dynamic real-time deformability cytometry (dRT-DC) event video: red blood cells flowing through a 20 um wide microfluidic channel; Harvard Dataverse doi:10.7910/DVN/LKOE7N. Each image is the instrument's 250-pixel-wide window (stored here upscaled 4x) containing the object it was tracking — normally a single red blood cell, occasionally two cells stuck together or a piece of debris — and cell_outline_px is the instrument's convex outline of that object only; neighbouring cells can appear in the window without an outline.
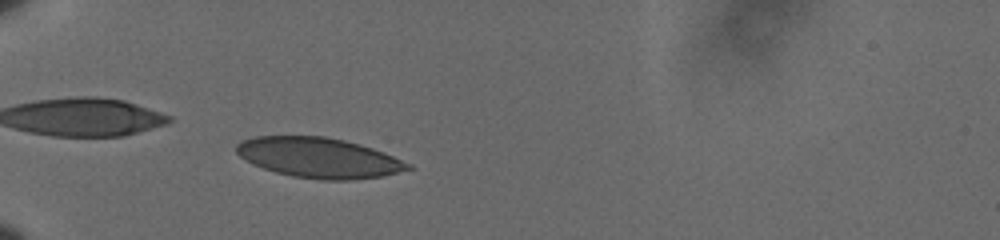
{"species": "human", "species_latin": "Homo sapiens", "temperature_condition": "cold", "stored_images_in_passage": 49, "camera_frame_rate_fps": 3000, "um_per_image_px": 0.085, "donor": {"sex": "male"}, "frame": {"image": 1, "passage_image": 11, "time_ms": 3.333, "image_size_px": [1000, 240], "cell_outline_px": [[412, 168], [384, 176], [352, 180], [324, 180], [292, 176], [276, 172], [252, 164], [240, 156], [236, 152], [236, 144], [240, 140], [256, 136], [324, 136], [344, 140], [360, 144], [384, 152], [412, 164]], "centroid_in_image_um": [27.1, 13.4], "position_along_channel_um": 57.9, "area_um2": 40.23}}
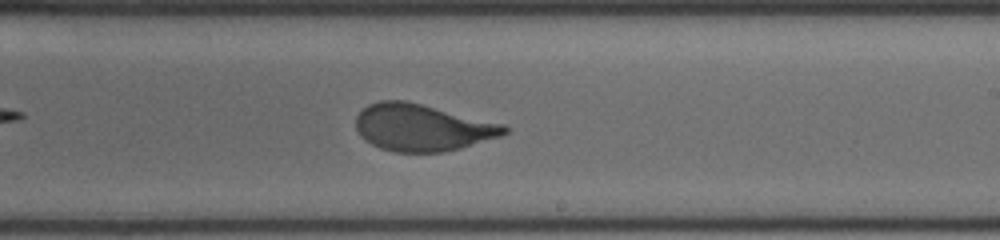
{"frame": {"image": 2, "passage_image": 29, "time_ms": 9.333, "image_size_px": [1000, 240], "cell_outline_px": [[508, 132], [500, 136], [460, 148], [444, 152], [396, 152], [380, 148], [364, 140], [360, 136], [356, 128], [356, 116], [368, 104], [380, 100], [404, 100], [504, 124], [508, 128]], "centroid_in_image_um": [35.85, 10.84], "position_along_channel_um": 253.1, "area_um2": 40.34}}
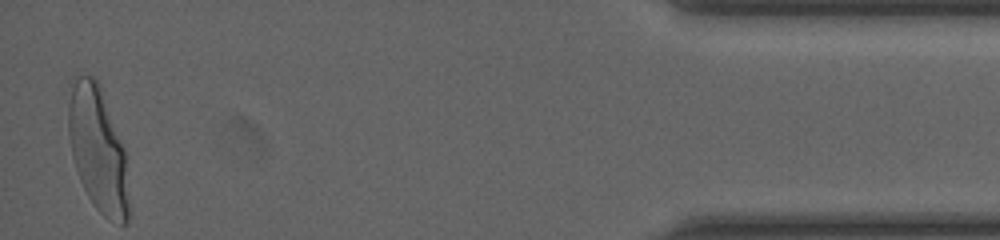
{"frame": {"image": 3, "passage_image": 49, "time_ms": 16.0, "image_size_px": [1000, 240], "cell_outline_px": [[128, 224], [120, 224], [104, 216], [96, 208], [88, 196], [80, 180], [72, 156], [68, 132], [68, 80], [76, 76], [92, 76], [96, 80], [100, 88], [124, 152], [128, 204]], "centroid_in_image_um": [8.25, 12.67], "position_along_channel_um": 426.9, "area_um2": 43.12}, "authors_computed_cell_mechanics": {"area_um2": 40.8646, "velocity_mm_per_s": 3.5883, "shape_relaxation_time_tau1_ms": 4.6546, "shape_relaxation_time_tau2_ms": null, "deformation_change_tau1": 0.1844, "deformation_change_tau2": null}}